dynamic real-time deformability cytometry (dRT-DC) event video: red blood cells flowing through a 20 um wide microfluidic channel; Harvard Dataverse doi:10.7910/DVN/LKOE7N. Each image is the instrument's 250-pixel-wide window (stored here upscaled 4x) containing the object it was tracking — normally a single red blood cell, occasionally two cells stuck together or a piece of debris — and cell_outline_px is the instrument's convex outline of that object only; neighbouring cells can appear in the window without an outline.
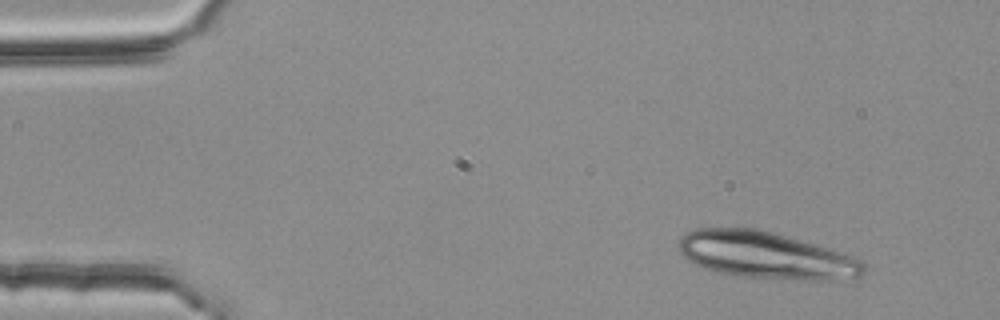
{"species": "common noctule bat (a hibernating species)", "species_latin": "Nyctalus noctula", "temperature_condition": "room temperature", "stored_images_in_passage": 3, "camera_frame_rate_fps": 3000, "um_per_image_px": 0.085, "animal": {"sex": "female", "body_mass_g": 25.1}, "frame": {"image": 1, "passage_image": 1, "time_ms": 0.0, "image_size_px": [1000, 320], "cell_outline_px": [[864, 272], [860, 276], [832, 280], [800, 280], [740, 276], [716, 272], [704, 268], [688, 260], [680, 252], [676, 244], [680, 236], [684, 232], [696, 228], [756, 228], [772, 232], [816, 244], [844, 252], [856, 256], [864, 264]], "centroid_in_image_um": [65.08, 21.69], "position_along_channel_um": 19.9, "area_um2": 50.86}}